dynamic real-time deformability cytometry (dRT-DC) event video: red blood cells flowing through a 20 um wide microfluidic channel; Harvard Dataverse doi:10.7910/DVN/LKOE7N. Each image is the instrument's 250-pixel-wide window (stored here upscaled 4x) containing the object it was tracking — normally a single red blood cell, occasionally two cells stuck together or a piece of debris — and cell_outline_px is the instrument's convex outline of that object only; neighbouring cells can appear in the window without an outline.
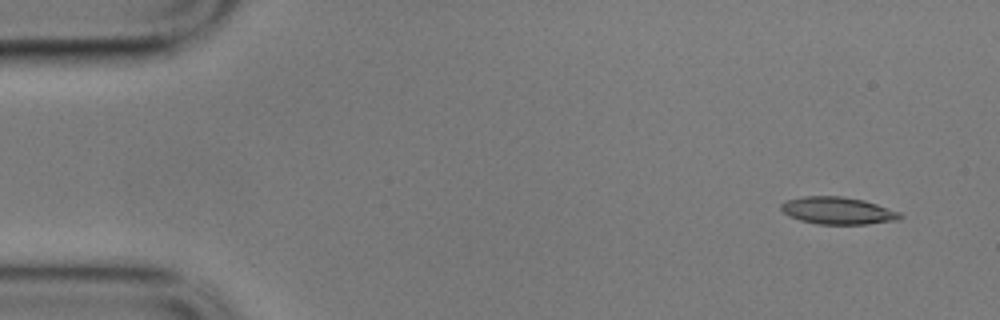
{"species": "common noctule bat (a hibernating species)", "species_latin": "Nyctalus noctula", "temperature_condition": "cold", "stored_images_in_passage": 4, "camera_frame_rate_fps": 3000, "um_per_image_px": 0.085, "animal": {"sex": "male", "body_mass_g": 17.9}, "frame": {"image": 1, "passage_image": 1, "time_ms": 0.0, "image_size_px": [1000, 320], "cell_outline_px": [[904, 216], [900, 220], [868, 224], [816, 224], [800, 220], [788, 216], [780, 208], [780, 204], [788, 200], [804, 196], [840, 196], [864, 200], [900, 212]], "centroid_in_image_um": [71.23, 17.91], "position_along_channel_um": 13.8, "area_um2": 18.96}}